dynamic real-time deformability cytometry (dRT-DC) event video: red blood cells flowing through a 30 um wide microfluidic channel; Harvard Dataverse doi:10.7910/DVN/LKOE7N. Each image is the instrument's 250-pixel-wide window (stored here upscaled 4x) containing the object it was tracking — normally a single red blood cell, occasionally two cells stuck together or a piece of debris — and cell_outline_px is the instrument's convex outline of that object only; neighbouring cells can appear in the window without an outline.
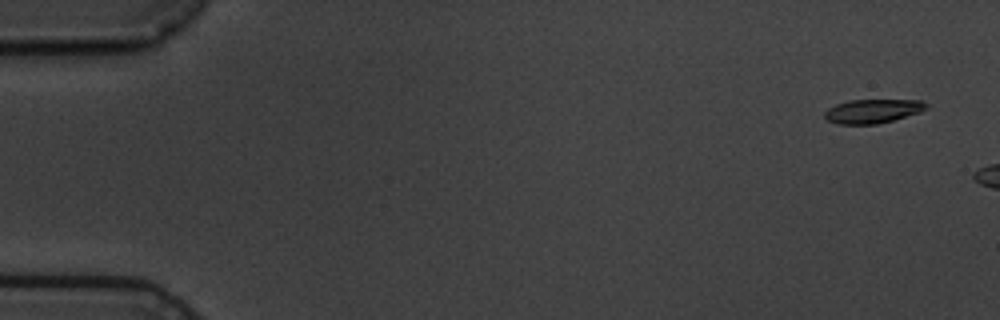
{"species": "common noctule bat (a hibernating species)", "species_latin": "Nyctalus noctula", "temperature_condition": "cold", "stored_images_in_passage": 3, "camera_frame_rate_fps": 3000, "um_per_image_px": 0.085, "animal": {"sex": "male", "body_mass_g": 19.5, "forearm_length_mm": 54.6}, "frame": {"image": 1, "passage_image": 1, "time_ms": 0.0, "image_size_px": [1000, 320], "cell_outline_px": [[928, 108], [920, 112], [892, 120], [876, 124], [840, 124], [828, 120], [824, 116], [824, 112], [828, 108], [836, 104], [848, 100], [920, 100], [928, 104]], "centroid_in_image_um": [74.18, 9.44], "position_along_channel_um": 10.8, "area_um2": 14.1}}